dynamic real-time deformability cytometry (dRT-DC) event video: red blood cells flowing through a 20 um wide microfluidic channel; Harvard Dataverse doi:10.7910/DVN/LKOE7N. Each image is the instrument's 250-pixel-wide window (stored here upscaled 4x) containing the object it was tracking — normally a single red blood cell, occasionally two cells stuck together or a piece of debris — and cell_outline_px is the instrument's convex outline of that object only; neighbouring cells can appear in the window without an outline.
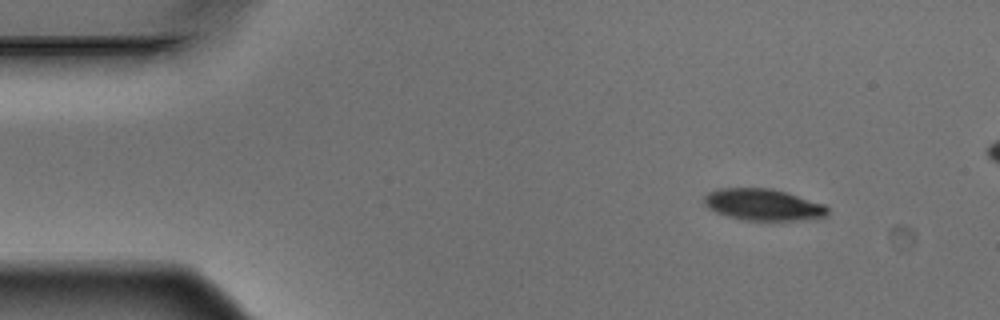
{"species": "Egyptian fruit bat (a non-hibernating species)", "species_latin": "Rousettus aegyptiacus", "temperature_condition": "warm", "stored_images_in_passage": 8, "camera_frame_rate_fps": 3000, "um_per_image_px": 0.085, "animal": {"sex": "male"}, "frame": {"image": 1, "passage_image": 1, "time_ms": 0.0, "image_size_px": [1000, 320], "cell_outline_px": [[828, 212], [824, 216], [800, 220], [744, 220], [728, 216], [716, 212], [708, 208], [704, 204], [704, 196], [708, 192], [716, 188], [772, 188], [824, 204], [828, 208]], "centroid_in_image_um": [64.82, 17.39], "position_along_channel_um": 20.2, "area_um2": 22.6}}
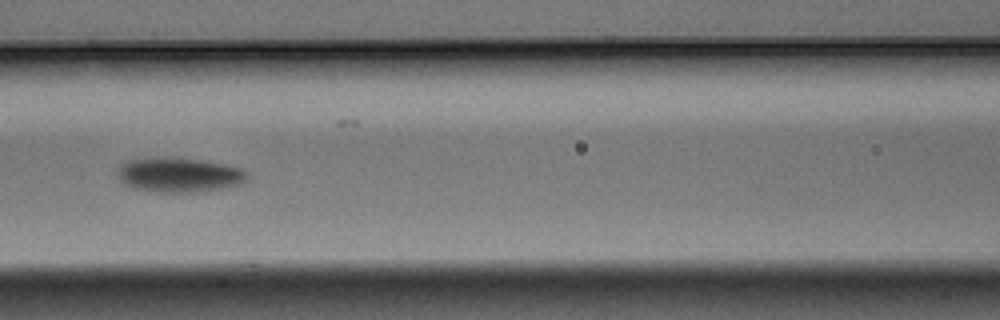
{"frame": {"image": 2, "passage_image": 6, "time_ms": 1.667, "image_size_px": [1000, 320], "cell_outline_px": [[248, 176], [240, 184], [220, 188], [196, 192], [160, 192], [136, 188], [124, 184], [120, 180], [116, 172], [120, 164], [128, 160], [204, 160], [244, 168], [248, 172]], "centroid_in_image_um": [15.26, 14.9], "position_along_channel_um": 151.3, "area_um2": 25.2}}
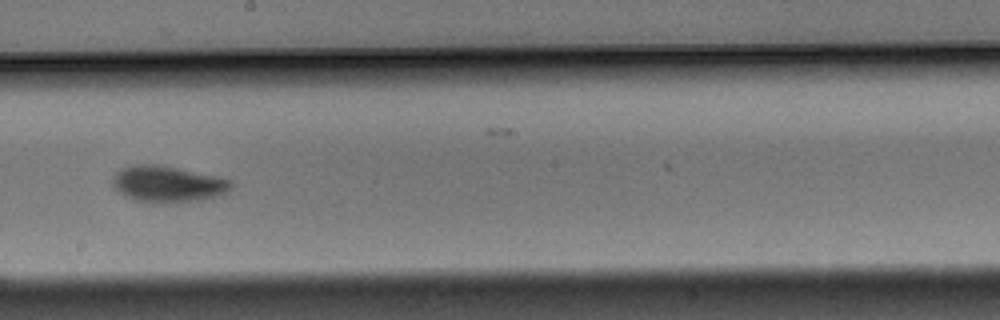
{"frame": {"image": 3, "passage_image": 8, "time_ms": 2.333, "image_size_px": [1000, 320], "cell_outline_px": [[232, 188], [228, 192], [220, 196], [204, 200], [176, 204], [152, 204], [136, 200], [124, 196], [112, 184], [112, 176], [120, 168], [128, 164], [156, 164], [176, 168], [232, 180]], "centroid_in_image_um": [14.24, 15.68], "position_along_channel_um": 234.0, "area_um2": 25.72}}